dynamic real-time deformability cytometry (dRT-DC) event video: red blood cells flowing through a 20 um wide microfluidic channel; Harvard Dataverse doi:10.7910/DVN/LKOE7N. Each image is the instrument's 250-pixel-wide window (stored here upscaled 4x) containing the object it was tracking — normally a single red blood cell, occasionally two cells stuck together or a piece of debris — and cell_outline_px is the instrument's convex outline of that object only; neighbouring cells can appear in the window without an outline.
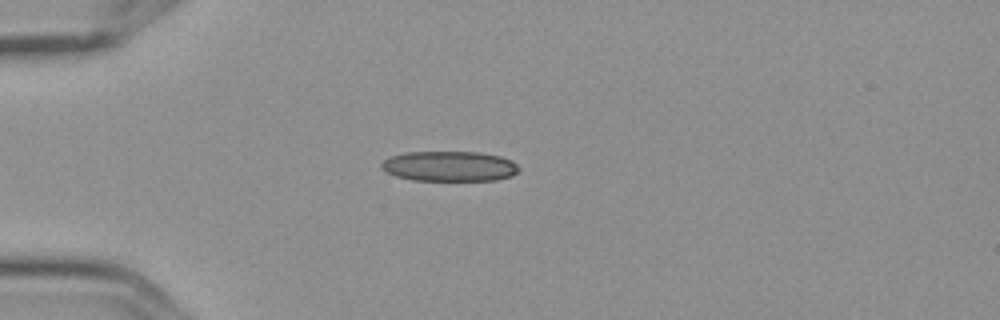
{"species": "Egyptian fruit bat (a non-hibernating species)", "species_latin": "Rousettus aegyptiacus", "temperature_condition": "cold", "stored_images_in_passage": 2, "camera_frame_rate_fps": 3000, "um_per_image_px": 0.085, "frame": {"image": 1, "passage_image": 1, "time_ms": 0.0, "image_size_px": [1000, 320], "cell_outline_px": [[520, 168], [512, 176], [496, 180], [412, 180], [396, 176], [380, 168], [380, 164], [384, 160], [392, 156], [404, 152], [480, 152], [500, 156], [512, 160]], "centroid_in_image_um": [38.21, 14.12], "position_along_channel_um": 46.8, "area_um2": 24.16}}